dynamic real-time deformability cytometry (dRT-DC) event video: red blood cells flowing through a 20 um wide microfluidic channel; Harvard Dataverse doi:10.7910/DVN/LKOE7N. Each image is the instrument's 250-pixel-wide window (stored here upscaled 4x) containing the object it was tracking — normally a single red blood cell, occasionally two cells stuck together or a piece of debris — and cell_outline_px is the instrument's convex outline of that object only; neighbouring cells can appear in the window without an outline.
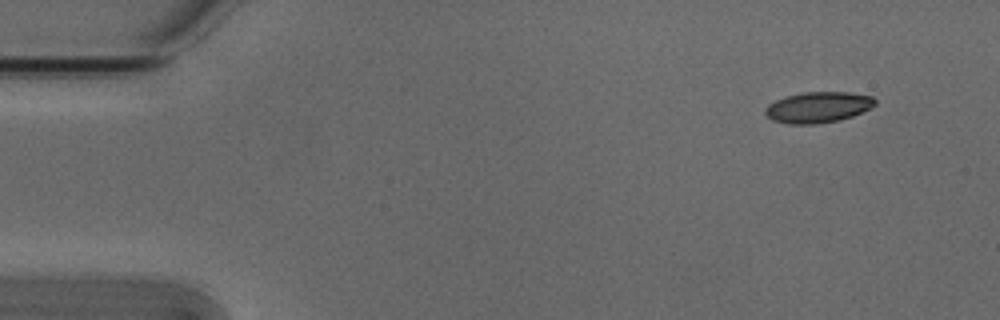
{"species": "Egyptian fruit bat (a non-hibernating species)", "species_latin": "Rousettus aegyptiacus", "temperature_condition": "cold", "stored_images_in_passage": 50, "camera_frame_rate_fps": 3000, "um_per_image_px": 0.085, "animal": {"sex": "male"}, "frame": {"image": 1, "passage_image": 1, "time_ms": 0.0, "image_size_px": [1000, 320], "cell_outline_px": [[876, 104], [852, 116], [840, 120], [812, 124], [788, 124], [772, 120], [764, 112], [764, 108], [768, 104], [776, 100], [788, 96], [804, 92], [848, 92], [872, 96], [876, 100]], "centroid_in_image_um": [69.51, 9.12], "position_along_channel_um": 15.5, "area_um2": 19.59}}
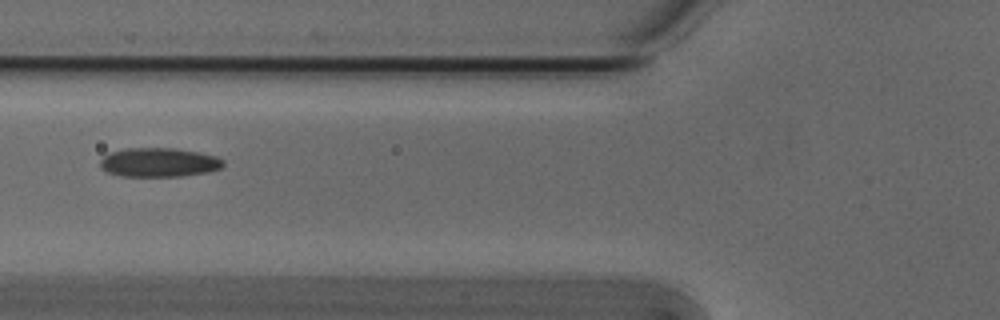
{"frame": {"image": 2, "passage_image": 17, "time_ms": 5.333, "image_size_px": [1000, 320], "cell_outline_px": [[224, 164], [220, 168], [208, 172], [180, 176], [120, 176], [108, 172], [100, 168], [100, 160], [104, 156], [112, 152], [128, 148], [176, 148], [200, 152], [216, 156], [224, 160]], "centroid_in_image_um": [13.52, 13.8], "position_along_channel_um": 112.3, "area_um2": 20.87}}
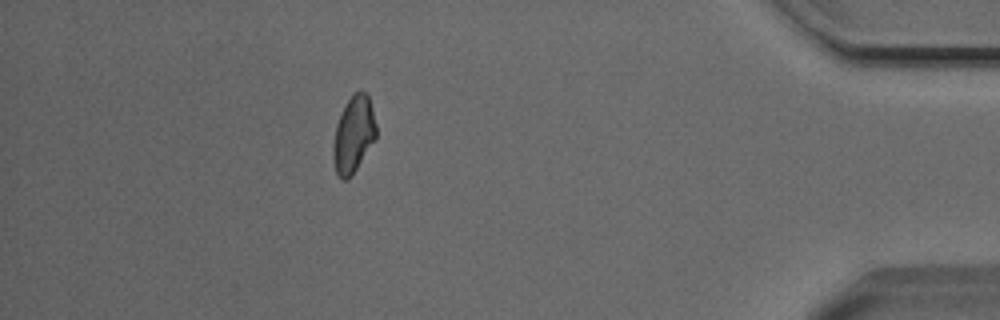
{"frame": {"image": 3, "passage_image": 44, "time_ms": 14.333, "image_size_px": [1000, 320], "cell_outline_px": [[376, 140], [352, 176], [348, 180], [340, 180], [336, 172], [332, 156], [332, 144], [336, 124], [352, 92], [368, 92], [376, 124]], "centroid_in_image_um": [30.05, 11.47], "position_along_channel_um": 405.1, "area_um2": 19.54}, "authors_computed_cell_mechanics": {"area_um2": 19.7965, "velocity_mm_per_s": 3.8175, "shape_relaxation_time_tau1_ms": 5.8715, "shape_relaxation_time_tau2_ms": 2.2605, "deformation_change_tau1": 0.1688, "deformation_change_tau2": 0.083}}